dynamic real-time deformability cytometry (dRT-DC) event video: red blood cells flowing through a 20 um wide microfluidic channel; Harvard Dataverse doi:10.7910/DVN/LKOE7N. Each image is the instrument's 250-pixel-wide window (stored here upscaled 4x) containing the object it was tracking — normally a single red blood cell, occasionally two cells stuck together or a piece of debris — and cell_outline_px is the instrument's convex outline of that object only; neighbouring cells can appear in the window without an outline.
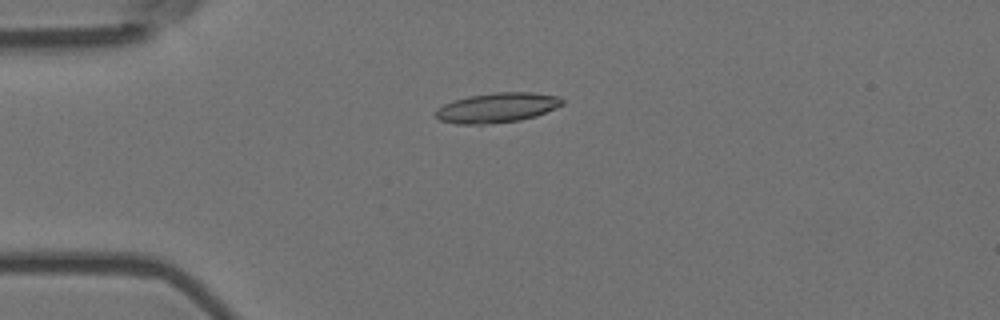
{"species": "Egyptian fruit bat (a non-hibernating species)", "species_latin": "Rousettus aegyptiacus", "temperature_condition": "room temperature", "stored_images_in_passage": 9, "camera_frame_rate_fps": 3000, "um_per_image_px": 0.085, "animal": {"sex": "female"}, "frame": {"image": 1, "passage_image": 4, "time_ms": 1.0, "image_size_px": [1000, 320], "cell_outline_px": [[564, 104], [556, 108], [536, 116], [520, 120], [480, 124], [456, 124], [440, 120], [436, 116], [436, 112], [444, 104], [468, 96], [496, 92], [532, 92], [560, 96], [564, 100]], "centroid_in_image_um": [42.32, 9.14], "position_along_channel_um": 42.7, "area_um2": 21.85}}
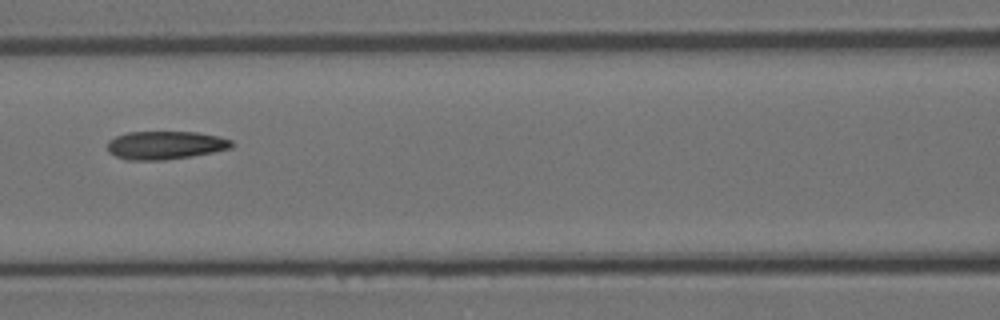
{"frame": {"image": 2, "passage_image": 7, "time_ms": 2.0, "image_size_px": [1000, 320], "cell_outline_px": [[232, 148], [192, 156], [164, 160], [124, 160], [108, 152], [108, 140], [116, 136], [128, 132], [196, 132], [220, 136], [232, 140]], "centroid_in_image_um": [14.04, 12.34], "position_along_channel_um": 152.6, "area_um2": 20.52}}
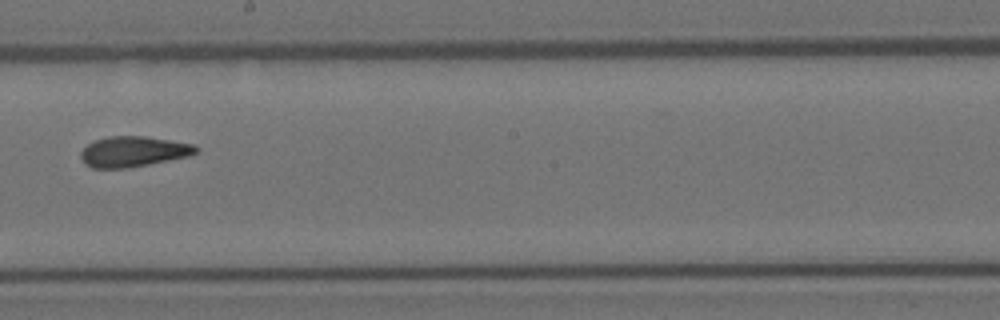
{"frame": {"image": 3, "passage_image": 9, "time_ms": 2.667, "image_size_px": [1000, 320], "cell_outline_px": [[200, 148], [196, 152], [188, 156], [128, 168], [92, 168], [80, 156], [80, 152], [88, 144], [96, 140], [108, 136], [144, 136], [192, 144]], "centroid_in_image_um": [11.33, 12.88], "position_along_channel_um": 236.9, "area_um2": 20.11}}